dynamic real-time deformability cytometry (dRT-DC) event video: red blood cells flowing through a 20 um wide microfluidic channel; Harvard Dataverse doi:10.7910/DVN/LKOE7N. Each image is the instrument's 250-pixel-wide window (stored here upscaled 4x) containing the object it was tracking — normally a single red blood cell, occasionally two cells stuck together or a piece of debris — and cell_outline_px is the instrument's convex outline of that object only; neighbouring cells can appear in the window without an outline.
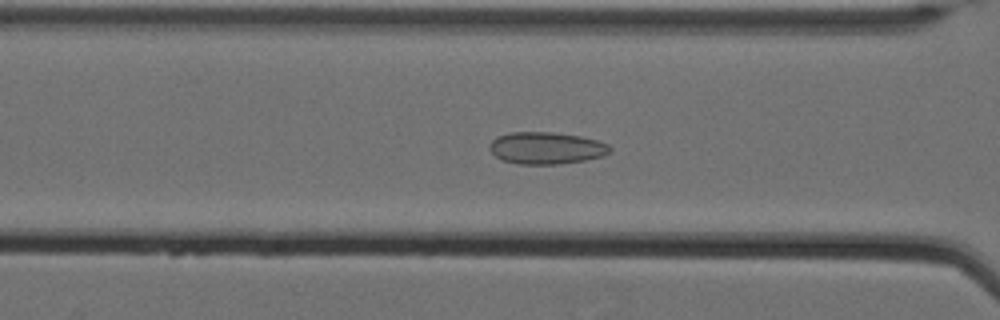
{"species": "Egyptian fruit bat (a non-hibernating species)", "species_latin": "Rousettus aegyptiacus", "temperature_condition": "cold", "stored_images_in_passage": 57, "camera_frame_rate_fps": 3000, "um_per_image_px": 0.085, "animal": {"sex": "female"}, "frame": {"image": 1, "passage_image": 25, "time_ms": 8.0, "image_size_px": [1000, 320], "cell_outline_px": [[612, 152], [604, 156], [584, 160], [560, 164], [520, 164], [500, 160], [488, 148], [488, 144], [496, 136], [512, 132], [552, 132], [580, 136], [596, 140], [608, 144], [612, 148]], "centroid_in_image_um": [46.43, 12.58], "position_along_channel_um": 120.2, "area_um2": 22.66}}
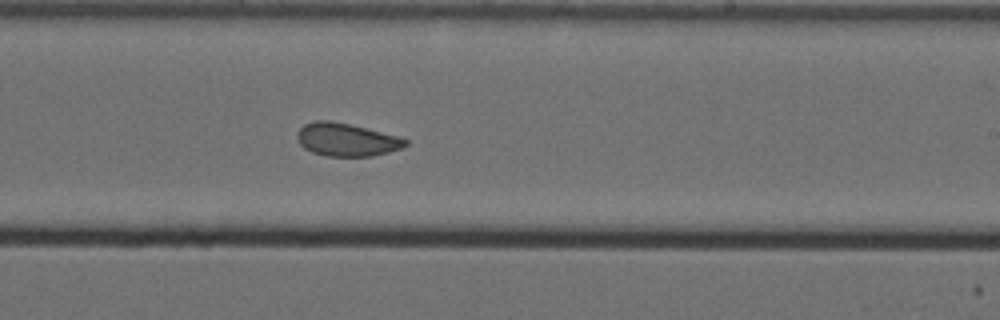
{"frame": {"image": 2, "passage_image": 37, "time_ms": 12.0, "image_size_px": [1000, 320], "cell_outline_px": [[408, 144], [400, 148], [388, 152], [372, 156], [328, 156], [312, 152], [304, 148], [300, 144], [296, 136], [296, 132], [304, 124], [316, 120], [328, 120], [348, 124], [400, 136], [408, 140]], "centroid_in_image_um": [29.44, 11.87], "position_along_channel_um": 259.6, "area_um2": 20.75}}
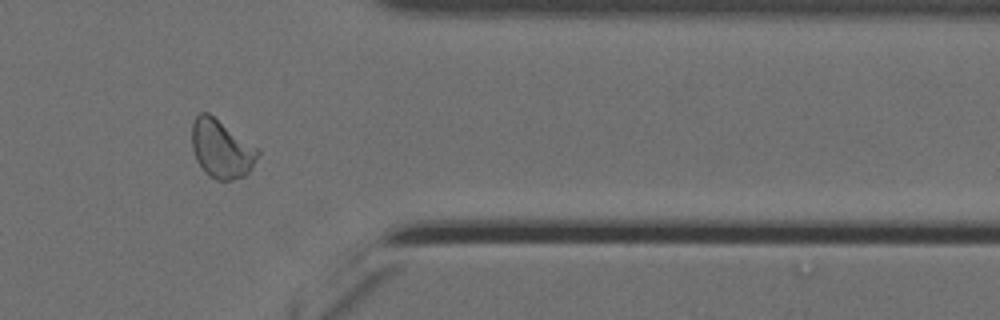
{"frame": {"image": 3, "passage_image": 49, "time_ms": 16.0, "image_size_px": [1000, 320], "cell_outline_px": [[260, 152], [252, 168], [244, 176], [232, 180], [216, 180], [208, 176], [204, 172], [196, 160], [192, 148], [192, 124], [196, 116], [200, 112], [208, 112], [260, 148]], "centroid_in_image_um": [18.83, 12.65], "position_along_channel_um": 392.6, "area_um2": 22.72}, "authors_computed_cell_mechanics": {"area_um2": 22.6576, "velocity_mm_per_s": 3.4831, "shape_relaxation_time_tau1_ms": null, "shape_relaxation_time_tau2_ms": 1.666, "deformation_change_tau1": null, "deformation_change_tau2": 0.0729}}